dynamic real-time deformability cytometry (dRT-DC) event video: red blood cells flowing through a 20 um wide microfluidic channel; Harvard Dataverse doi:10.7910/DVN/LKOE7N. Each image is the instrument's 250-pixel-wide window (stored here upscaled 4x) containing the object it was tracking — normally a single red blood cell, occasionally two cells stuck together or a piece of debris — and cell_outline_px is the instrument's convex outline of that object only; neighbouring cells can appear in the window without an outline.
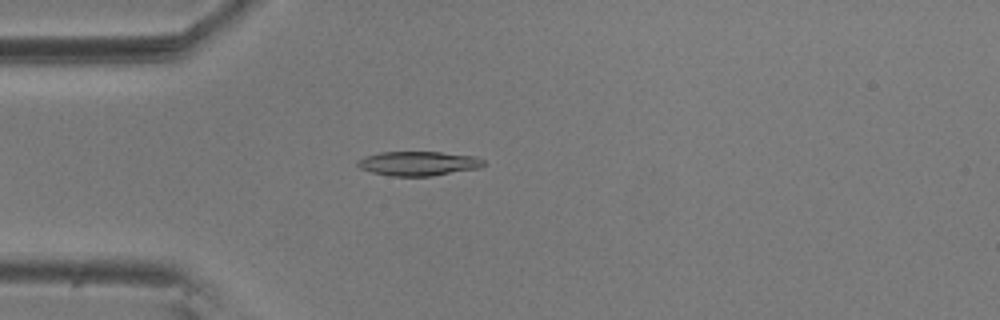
{"species": "common noctule bat (a hibernating species)", "species_latin": "Nyctalus noctula", "temperature_condition": "room temperature", "stored_images_in_passage": 56, "camera_frame_rate_fps": 3000, "um_per_image_px": 0.085, "animal": {"sex": "male", "body_mass_g": 20.5, "forearm_length_mm": 52.5}, "frame": {"image": 1, "passage_image": 15, "time_ms": 4.667, "image_size_px": [1000, 320], "cell_outline_px": [[484, 164], [480, 168], [432, 176], [392, 176], [372, 172], [360, 168], [356, 164], [356, 160], [364, 156], [380, 152], [440, 152], [476, 156], [484, 160]], "centroid_in_image_um": [35.55, 13.89], "position_along_channel_um": 49.5, "area_um2": 17.98}}
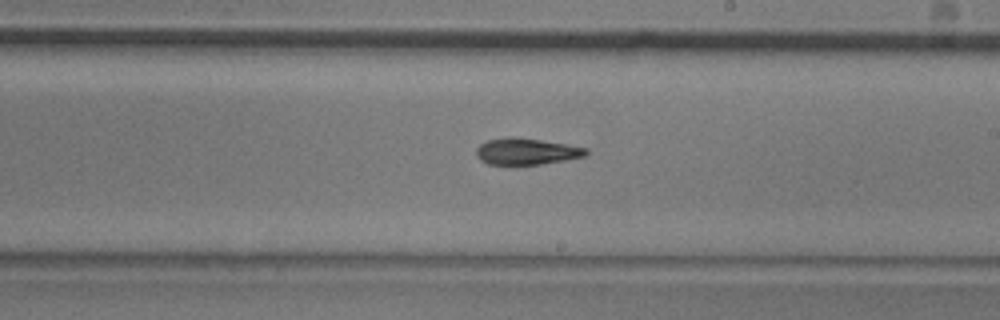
{"frame": {"image": 2, "passage_image": 32, "time_ms": 10.333, "image_size_px": [1000, 320], "cell_outline_px": [[588, 152], [584, 156], [564, 160], [540, 164], [488, 164], [480, 160], [476, 156], [476, 148], [480, 144], [488, 140], [508, 136], [512, 136], [568, 144], [588, 148]], "centroid_in_image_um": [44.72, 12.86], "position_along_channel_um": 244.3, "area_um2": 16.88}}
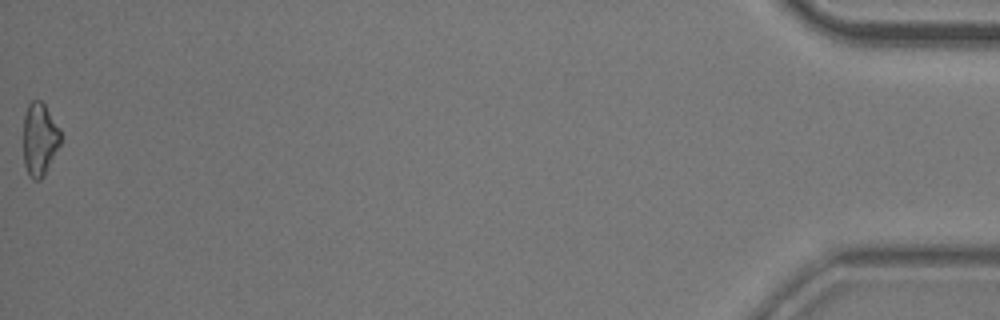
{"frame": {"image": 3, "passage_image": 56, "time_ms": 18.333, "image_size_px": [1000, 320], "cell_outline_px": [[60, 144], [44, 176], [40, 180], [32, 180], [24, 164], [24, 116], [28, 104], [32, 100], [40, 100], [44, 104], [60, 128]], "centroid_in_image_um": [3.37, 11.84], "position_along_channel_um": 431.8, "area_um2": 15.72}, "authors_computed_cell_mechanics": {"area_um2": 17.1088, "velocity_mm_per_s": 3.606, "shape_relaxation_time_tau1_ms": 5.7564, "shape_relaxation_time_tau2_ms": 11.2211, "deformation_change_tau1": 0.1466, "deformation_change_tau2": 0.2012}}